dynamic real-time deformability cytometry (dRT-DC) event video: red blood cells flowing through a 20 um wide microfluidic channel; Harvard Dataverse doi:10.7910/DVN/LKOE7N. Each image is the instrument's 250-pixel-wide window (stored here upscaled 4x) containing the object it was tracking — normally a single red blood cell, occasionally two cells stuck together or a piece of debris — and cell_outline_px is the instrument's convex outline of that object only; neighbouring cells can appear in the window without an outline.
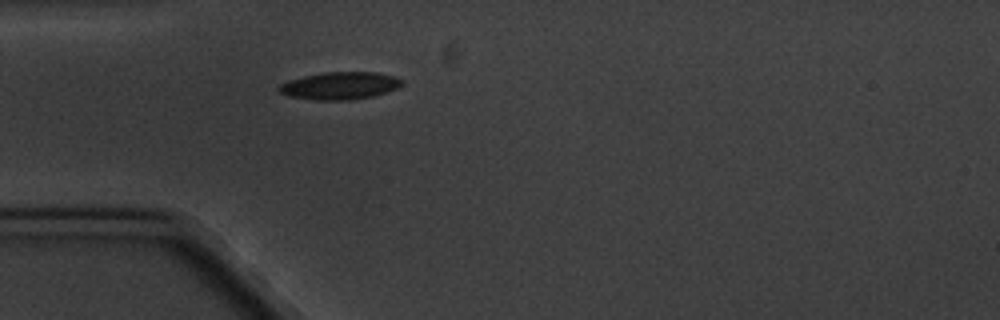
{"species": "common noctule bat (a hibernating species)", "species_latin": "Nyctalus noctula", "temperature_condition": "cold", "stored_images_in_passage": 2, "camera_frame_rate_fps": 3000, "um_per_image_px": 0.085, "animal": {"sex": "male", "body_mass_g": 20.1, "forearm_length_mm": 53.5}, "frame": {"image": 1, "passage_image": 2, "time_ms": 1.333, "image_size_px": [1000, 320], "cell_outline_px": [[404, 84], [396, 88], [372, 96], [352, 100], [316, 100], [288, 96], [280, 92], [276, 88], [280, 84], [288, 80], [304, 76], [324, 72], [376, 72], [392, 76], [400, 80]], "centroid_in_image_um": [28.83, 7.29], "position_along_channel_um": 56.2, "area_um2": 19.54}}